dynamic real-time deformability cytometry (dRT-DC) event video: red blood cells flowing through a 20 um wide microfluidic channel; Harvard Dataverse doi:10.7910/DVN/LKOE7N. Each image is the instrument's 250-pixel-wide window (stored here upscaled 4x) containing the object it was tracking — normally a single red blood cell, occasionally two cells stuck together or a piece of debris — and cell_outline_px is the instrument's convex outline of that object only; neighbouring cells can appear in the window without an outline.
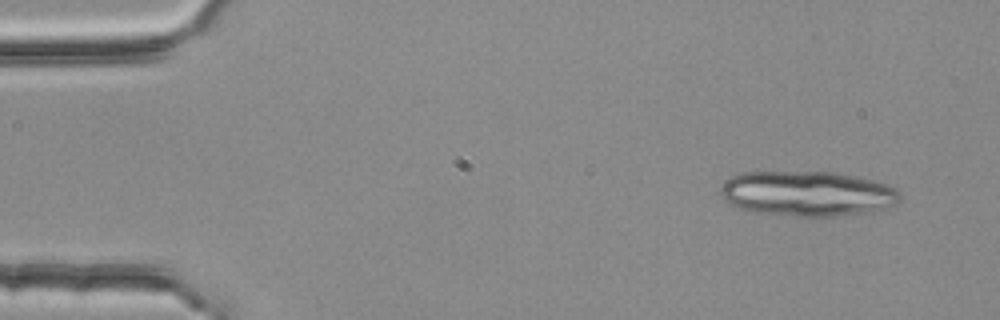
{"species": "common noctule bat (a hibernating species)", "species_latin": "Nyctalus noctula", "temperature_condition": "room temperature", "stored_images_in_passage": 5, "camera_frame_rate_fps": 3000, "um_per_image_px": 0.085, "animal": {"sex": "female", "body_mass_g": 25.1}, "frame": {"image": 1, "passage_image": 1, "time_ms": 0.0, "image_size_px": [1000, 320], "cell_outline_px": [[900, 200], [896, 204], [872, 212], [836, 216], [800, 216], [756, 212], [740, 208], [724, 200], [720, 192], [720, 188], [732, 176], [744, 172], [836, 172], [876, 180], [888, 184], [896, 188], [900, 192]], "centroid_in_image_um": [68.69, 16.45], "position_along_channel_um": 16.3, "area_um2": 47.22}}